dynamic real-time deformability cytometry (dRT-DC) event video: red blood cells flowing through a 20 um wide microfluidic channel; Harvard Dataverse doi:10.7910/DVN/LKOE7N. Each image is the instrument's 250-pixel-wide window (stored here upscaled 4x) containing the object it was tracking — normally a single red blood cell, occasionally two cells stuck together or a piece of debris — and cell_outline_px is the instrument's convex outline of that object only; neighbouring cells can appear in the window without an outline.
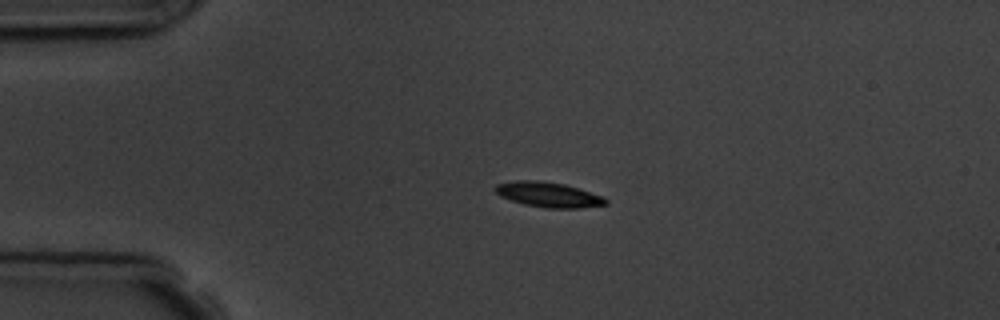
{"species": "common noctule bat (a hibernating species)", "species_latin": "Nyctalus noctula", "temperature_condition": "room temperature", "stored_images_in_passage": 5, "camera_frame_rate_fps": 3000, "um_per_image_px": 0.085, "animal": {"sex": "male", "body_mass_g": 19.5, "forearm_length_mm": 54.6}, "frame": {"image": 1, "passage_image": 4, "time_ms": 3.333, "image_size_px": [1000, 320], "cell_outline_px": [[608, 204], [580, 208], [544, 208], [524, 204], [500, 196], [492, 188], [496, 184], [516, 180], [536, 180], [564, 184], [604, 196], [608, 200]], "centroid_in_image_um": [46.61, 16.54], "position_along_channel_um": 38.4, "area_um2": 16.18}}